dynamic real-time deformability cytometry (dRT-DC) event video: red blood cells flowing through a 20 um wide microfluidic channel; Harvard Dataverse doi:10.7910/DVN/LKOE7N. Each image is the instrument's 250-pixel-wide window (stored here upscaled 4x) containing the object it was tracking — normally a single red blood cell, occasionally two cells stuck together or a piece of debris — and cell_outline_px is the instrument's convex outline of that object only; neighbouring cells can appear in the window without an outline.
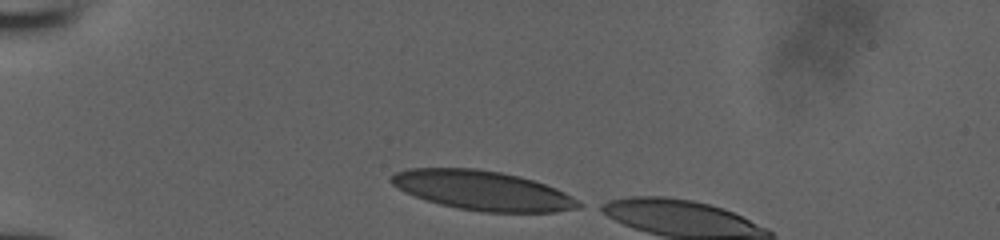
{"species": "human", "species_latin": "Homo sapiens", "temperature_condition": "room temperature", "stored_images_in_passage": 4, "camera_frame_rate_fps": 3000, "um_per_image_px": 0.085, "donor": {"sex": "male"}, "frame": {"image": 1, "passage_image": 1, "time_ms": 0.0, "image_size_px": [1000, 240], "cell_outline_px": [[584, 204], [580, 208], [556, 212], [480, 212], [440, 204], [424, 200], [404, 192], [392, 184], [388, 180], [396, 172], [408, 168], [476, 168], [500, 172], [520, 176], [556, 188], [572, 196]], "centroid_in_image_um": [41.02, 16.19], "position_along_channel_um": 44.0, "area_um2": 43.18}}